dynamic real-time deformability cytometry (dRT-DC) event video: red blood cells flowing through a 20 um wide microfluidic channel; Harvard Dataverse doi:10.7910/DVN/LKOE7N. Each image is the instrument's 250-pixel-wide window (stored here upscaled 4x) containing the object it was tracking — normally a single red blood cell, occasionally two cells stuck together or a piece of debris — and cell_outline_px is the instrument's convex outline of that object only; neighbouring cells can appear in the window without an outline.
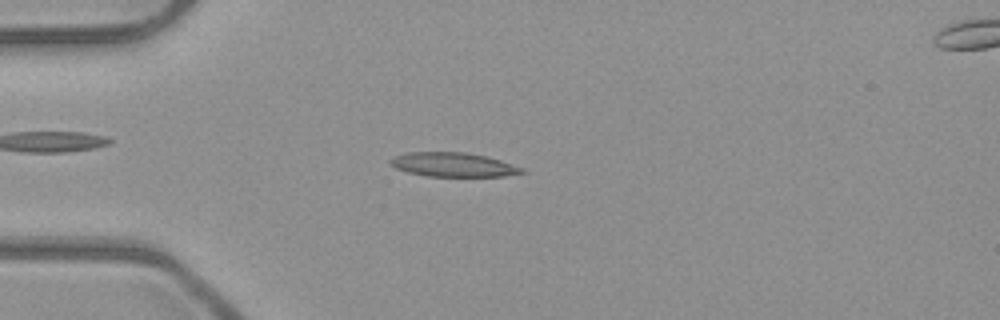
{"species": "common noctule bat (a hibernating species)", "species_latin": "Nyctalus noctula", "temperature_condition": "room temperature", "stored_images_in_passage": 43, "camera_frame_rate_fps": 3000, "um_per_image_px": 0.085, "animal": {"sex": "male", "body_mass_g": 23.1, "forearm_length_mm": 52.7}, "frame": {"image": 1, "passage_image": 5, "time_ms": 1.333, "image_size_px": [1000, 320], "cell_outline_px": [[528, 172], [504, 176], [428, 176], [408, 172], [396, 168], [388, 160], [392, 156], [408, 152], [468, 152], [500, 160], [524, 168]], "centroid_in_image_um": [38.53, 13.99], "position_along_channel_um": 46.5, "area_um2": 18.5}}
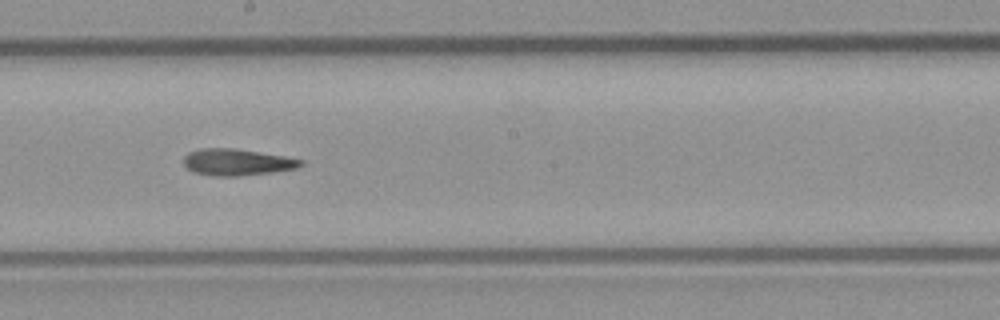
{"frame": {"image": 2, "passage_image": 20, "time_ms": 6.333, "image_size_px": [1000, 320], "cell_outline_px": [[304, 164], [300, 168], [272, 172], [236, 176], [212, 176], [192, 172], [184, 164], [184, 156], [188, 152], [200, 148], [232, 148], [284, 156], [304, 160]], "centroid_in_image_um": [20.15, 13.79], "position_along_channel_um": 228.1, "area_um2": 18.21}}
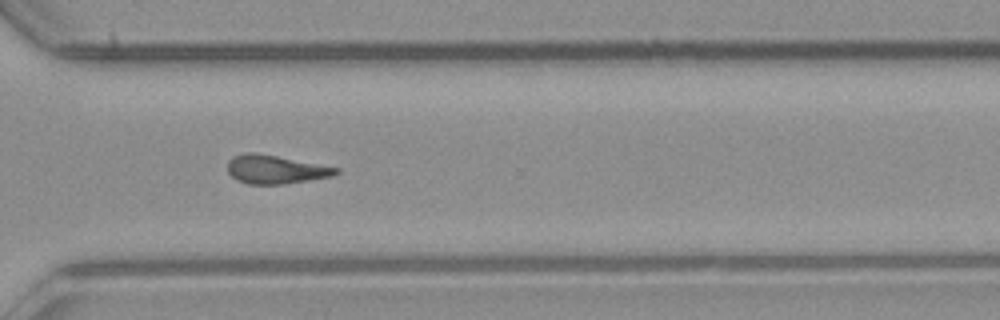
{"frame": {"image": 3, "passage_image": 29, "time_ms": 9.333, "image_size_px": [1000, 320], "cell_outline_px": [[340, 172], [332, 176], [284, 184], [248, 184], [236, 180], [228, 172], [228, 160], [232, 156], [244, 152], [256, 152], [340, 168]], "centroid_in_image_um": [23.38, 14.39], "position_along_channel_um": 347.2, "area_um2": 18.09}, "authors_computed_cell_mechanics": {"area_um2": 17.8602, "velocity_mm_per_s": 3.994, "shape_relaxation_time_tau1_ms": 4.4256, "shape_relaxation_time_tau2_ms": 5.885, "deformation_change_tau1": 0.1824, "deformation_change_tau2": 0.1928}}